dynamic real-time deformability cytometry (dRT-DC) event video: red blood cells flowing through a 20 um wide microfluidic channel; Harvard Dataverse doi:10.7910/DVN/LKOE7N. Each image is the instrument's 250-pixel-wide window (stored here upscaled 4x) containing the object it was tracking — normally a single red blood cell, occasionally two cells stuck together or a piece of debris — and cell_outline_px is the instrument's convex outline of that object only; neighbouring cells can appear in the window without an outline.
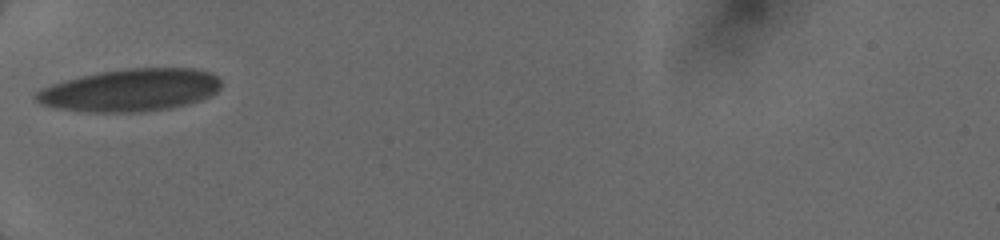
{"species": "human", "species_latin": "Homo sapiens", "temperature_condition": "cold", "stored_images_in_passage": 2, "camera_frame_rate_fps": 3000, "um_per_image_px": 0.085, "donor": {"sex": "female"}, "frame": {"image": 1, "passage_image": 1, "time_ms": 0.0, "image_size_px": [1000, 240], "cell_outline_px": [[220, 88], [216, 92], [200, 100], [168, 108], [140, 112], [80, 112], [56, 108], [40, 104], [32, 96], [40, 88], [52, 84], [80, 76], [100, 72], [124, 68], [196, 68], [212, 72], [220, 80]], "centroid_in_image_um": [11.04, 7.66], "position_along_channel_um": 74.0, "area_um2": 46.01}}